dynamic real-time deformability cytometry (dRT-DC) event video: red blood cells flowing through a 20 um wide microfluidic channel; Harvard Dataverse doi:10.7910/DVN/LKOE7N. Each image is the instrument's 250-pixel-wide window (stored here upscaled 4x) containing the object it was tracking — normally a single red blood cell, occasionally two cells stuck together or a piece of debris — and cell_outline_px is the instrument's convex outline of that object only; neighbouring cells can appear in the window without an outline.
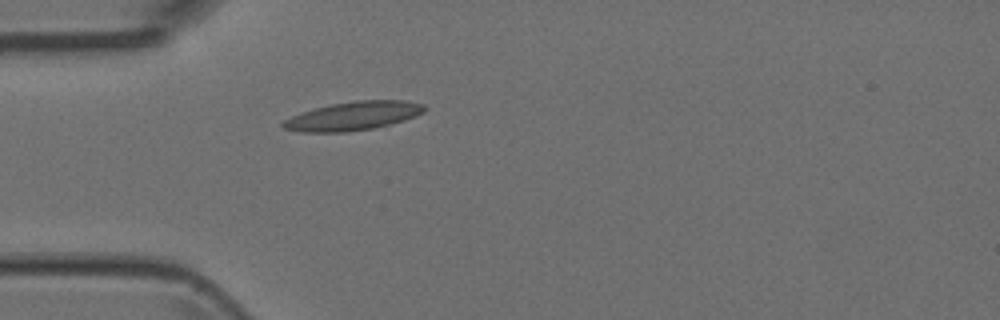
{"species": "Egyptian fruit bat (a non-hibernating species)", "species_latin": "Rousettus aegyptiacus", "temperature_condition": "room temperature", "stored_images_in_passage": 1, "camera_frame_rate_fps": 3000, "um_per_image_px": 0.085, "animal": {"sex": "female"}, "frame": {"image": 1, "passage_image": 1, "time_ms": 0.0, "image_size_px": [1000, 320], "cell_outline_px": [[428, 108], [424, 112], [416, 116], [404, 120], [372, 128], [344, 132], [304, 132], [284, 128], [280, 124], [284, 120], [300, 112], [332, 104], [356, 100], [404, 100], [424, 104]], "centroid_in_image_um": [30.04, 9.84], "position_along_channel_um": 55.0, "area_um2": 23.47}}